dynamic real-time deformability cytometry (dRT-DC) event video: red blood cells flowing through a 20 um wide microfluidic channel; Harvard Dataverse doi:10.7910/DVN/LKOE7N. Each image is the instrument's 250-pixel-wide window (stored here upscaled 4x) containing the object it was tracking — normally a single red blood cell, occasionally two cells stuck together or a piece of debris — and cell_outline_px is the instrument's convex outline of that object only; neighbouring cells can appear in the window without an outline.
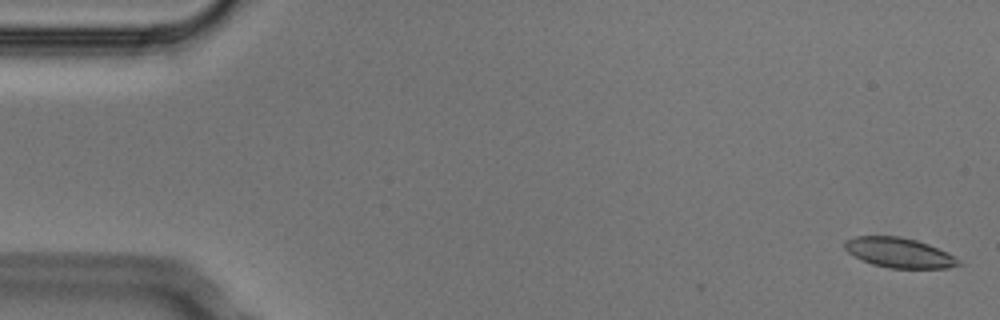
{"species": "Egyptian fruit bat (a non-hibernating species)", "species_latin": "Rousettus aegyptiacus", "temperature_condition": "cold", "stored_images_in_passage": 5, "camera_frame_rate_fps": 3000, "um_per_image_px": 0.085, "animal": {"sex": "male"}, "frame": {"image": 1, "passage_image": 1, "time_ms": 0.0, "image_size_px": [1000, 320], "cell_outline_px": [[964, 264], [948, 268], [892, 268], [872, 264], [860, 260], [848, 252], [844, 248], [844, 240], [856, 236], [900, 236], [916, 240], [928, 244], [948, 252], [956, 256]], "centroid_in_image_um": [76.45, 21.48], "position_along_channel_um": 8.6, "area_um2": 20.06}}
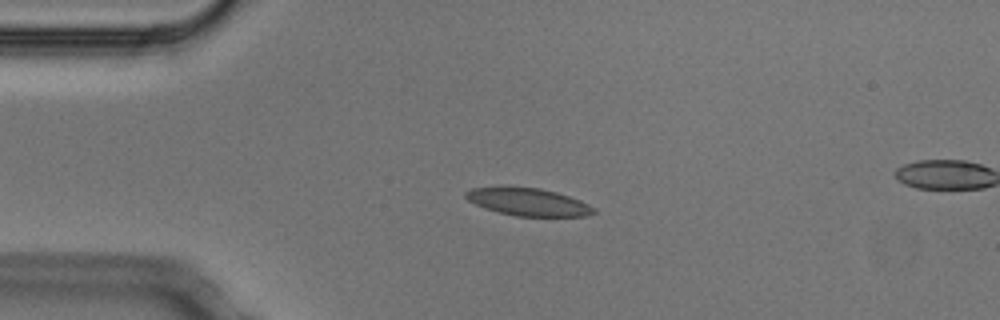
{"frame": {"image": 2, "passage_image": 4, "time_ms": 1.0, "image_size_px": [1000, 320], "cell_outline_px": [[596, 212], [588, 216], [516, 216], [500, 212], [476, 204], [468, 200], [464, 196], [464, 192], [472, 188], [500, 184], [540, 188], [556, 192], [580, 200], [596, 208]], "centroid_in_image_um": [44.86, 17.12], "position_along_channel_um": 40.1, "area_um2": 21.04}}